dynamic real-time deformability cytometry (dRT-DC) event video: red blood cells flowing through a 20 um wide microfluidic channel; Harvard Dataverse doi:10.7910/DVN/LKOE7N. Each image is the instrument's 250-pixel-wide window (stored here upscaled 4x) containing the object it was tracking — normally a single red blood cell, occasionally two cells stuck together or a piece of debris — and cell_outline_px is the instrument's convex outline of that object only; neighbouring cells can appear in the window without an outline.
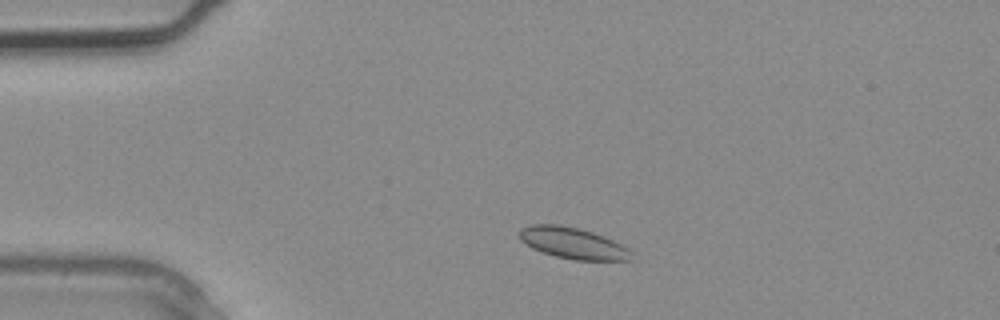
{"species": "common noctule bat (a hibernating species)", "species_latin": "Nyctalus noctula", "temperature_condition": "warm", "stored_images_in_passage": 2, "camera_frame_rate_fps": 3000, "um_per_image_px": 0.085, "animal": {"sex": "male", "body_mass_g": 20.4}, "frame": {"image": 1, "passage_image": 1, "time_ms": 0.0, "image_size_px": [1000, 320], "cell_outline_px": [[632, 260], [576, 260], [556, 256], [532, 248], [520, 240], [520, 228], [532, 224], [560, 224], [592, 232], [612, 240], [628, 248], [632, 252]], "centroid_in_image_um": [48.68, 20.66], "position_along_channel_um": 36.3, "area_um2": 20.17}}